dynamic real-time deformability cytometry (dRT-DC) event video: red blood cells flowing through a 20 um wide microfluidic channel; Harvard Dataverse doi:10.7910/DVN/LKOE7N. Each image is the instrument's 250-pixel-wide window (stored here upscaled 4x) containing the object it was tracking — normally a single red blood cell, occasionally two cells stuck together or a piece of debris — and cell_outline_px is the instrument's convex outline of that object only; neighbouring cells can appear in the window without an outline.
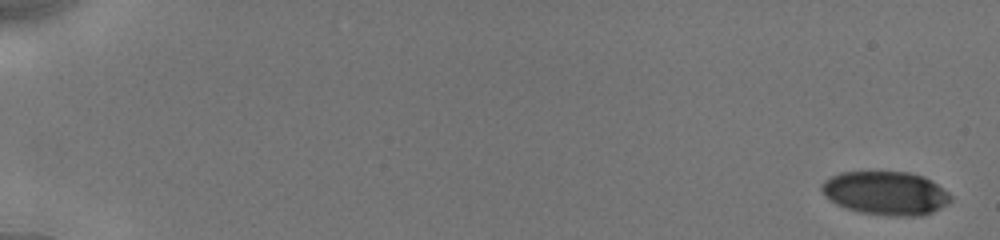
{"species": "human", "species_latin": "Homo sapiens", "temperature_condition": "cold", "stored_images_in_passage": 28, "camera_frame_rate_fps": 3000, "um_per_image_px": 0.085, "donor": {"sex": "male"}, "frame": {"image": 1, "passage_image": 1, "time_ms": 0.0, "image_size_px": [1000, 240], "cell_outline_px": [[952, 200], [940, 208], [932, 212], [920, 216], [888, 216], [860, 212], [836, 204], [828, 200], [824, 196], [820, 188], [820, 184], [824, 180], [840, 172], [908, 172], [924, 176], [932, 180], [948, 192], [952, 196]], "centroid_in_image_um": [75.27, 16.41], "position_along_channel_um": 9.7, "area_um2": 33.0}}
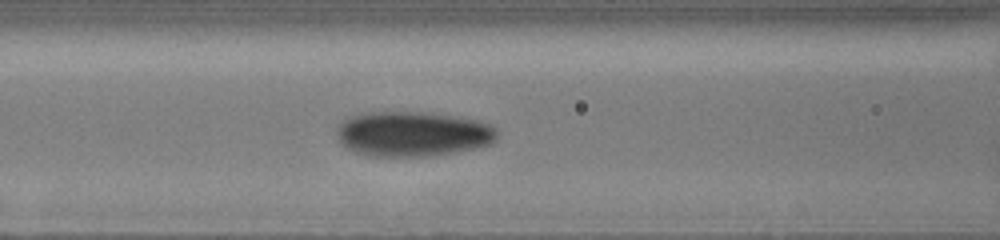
{"frame": {"image": 2, "passage_image": 20, "time_ms": 8.0, "image_size_px": [1000, 240], "cell_outline_px": [[496, 140], [492, 144], [476, 148], [428, 156], [368, 156], [344, 148], [340, 144], [336, 132], [336, 128], [344, 116], [372, 112], [424, 112], [452, 116], [476, 120], [488, 124], [496, 128]], "centroid_in_image_um": [35.0, 11.38], "position_along_channel_um": 131.6, "area_um2": 42.31}}
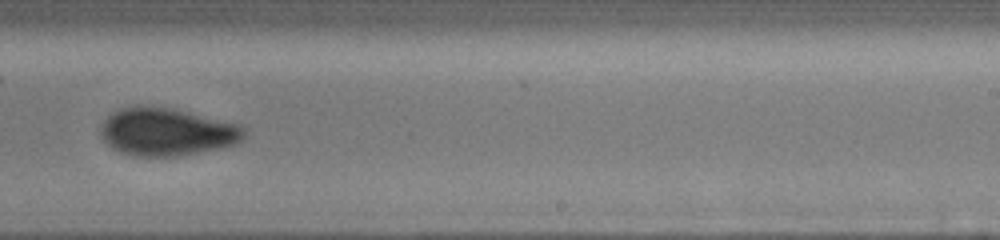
{"frame": {"image": 3, "passage_image": 28, "time_ms": 11.667, "image_size_px": [1000, 240], "cell_outline_px": [[248, 132], [244, 140], [236, 144], [220, 148], [176, 156], [136, 156], [120, 152], [112, 148], [100, 136], [100, 128], [104, 120], [112, 112], [120, 108], [140, 104], [168, 108], [240, 124]], "centroid_in_image_um": [14.18, 11.2], "position_along_channel_um": 274.8, "area_um2": 40.06}}